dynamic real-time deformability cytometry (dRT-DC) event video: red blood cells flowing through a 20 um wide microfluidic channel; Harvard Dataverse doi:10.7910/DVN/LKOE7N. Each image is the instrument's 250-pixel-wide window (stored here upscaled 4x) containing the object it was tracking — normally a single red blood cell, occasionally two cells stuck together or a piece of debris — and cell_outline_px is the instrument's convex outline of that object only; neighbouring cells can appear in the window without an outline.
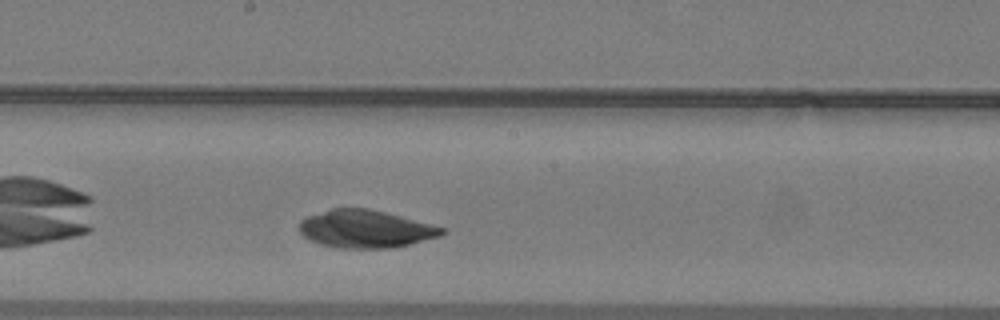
{"species": "common noctule bat (a hibernating species)", "species_latin": "Nyctalus noctula", "temperature_condition": "warm", "stored_images_in_passage": 24, "camera_frame_rate_fps": 3000, "um_per_image_px": 0.085, "animal": {"sex": "male", "body_mass_g": 19.2, "forearm_length_mm": 51.8}, "frame": {"image": 1, "passage_image": 12, "time_ms": 3.667, "image_size_px": [1000, 320], "cell_outline_px": [[444, 232], [440, 236], [392, 248], [340, 248], [320, 244], [304, 236], [300, 232], [300, 220], [308, 216], [332, 208], [368, 208], [432, 224], [444, 228]], "centroid_in_image_um": [31.05, 19.46], "position_along_channel_um": 217.1, "area_um2": 30.98}}
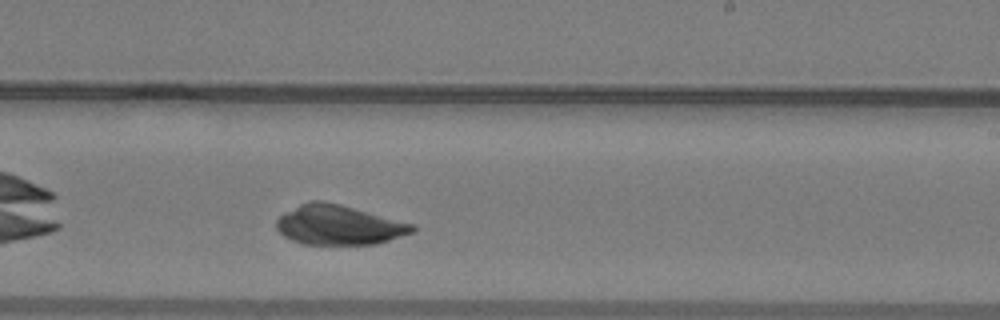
{"frame": {"image": 2, "passage_image": 15, "time_ms": 4.667, "image_size_px": [1000, 320], "cell_outline_px": [[416, 232], [376, 244], [304, 244], [292, 240], [284, 236], [276, 228], [276, 220], [280, 216], [300, 204], [312, 200], [320, 200], [340, 204], [416, 224]], "centroid_in_image_um": [28.85, 19.12], "position_along_channel_um": 260.2, "area_um2": 31.44}}